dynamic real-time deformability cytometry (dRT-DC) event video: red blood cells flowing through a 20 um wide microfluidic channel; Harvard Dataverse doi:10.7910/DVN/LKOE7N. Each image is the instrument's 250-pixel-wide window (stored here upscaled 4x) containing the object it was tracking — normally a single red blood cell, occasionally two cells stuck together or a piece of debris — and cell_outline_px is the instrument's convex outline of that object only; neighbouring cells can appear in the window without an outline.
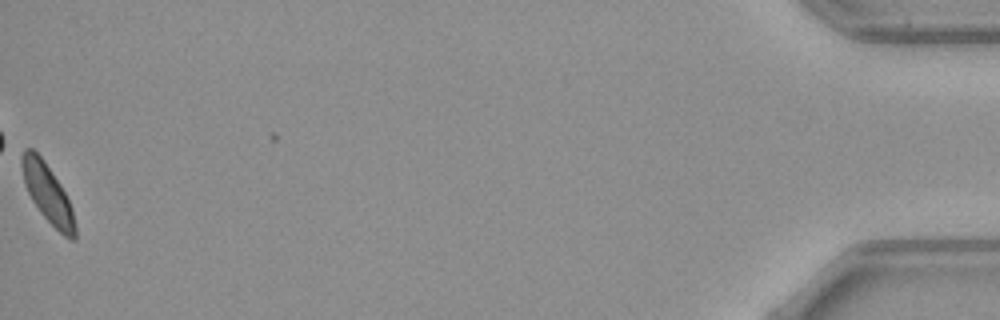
{"species": "common noctule bat (a hibernating species)", "species_latin": "Nyctalus noctula", "temperature_condition": "warm", "stored_images_in_passage": 54, "camera_frame_rate_fps": 3000, "um_per_image_px": 0.085, "animal": {"sex": "female", "body_mass_g": 21.9}, "frame": {"image": 1, "passage_image": 53, "time_ms": 17.333, "image_size_px": [1000, 320], "cell_outline_px": [[76, 240], [72, 240], [64, 236], [40, 212], [32, 200], [24, 184], [20, 164], [20, 156], [24, 148], [32, 148], [44, 160], [60, 184], [72, 208], [76, 228]], "centroid_in_image_um": [4.02, 16.4], "position_along_channel_um": 431.2, "area_um2": 18.09}, "authors_computed_cell_mechanics": {"area_um2": 18.5827, "velocity_mm_per_s": 3.7794, "shape_relaxation_time_tau1_ms": 2.5812, "shape_relaxation_time_tau2_ms": 3.8636, "deformation_change_tau1": 0.1065, "deformation_change_tau2": 0.0942}}